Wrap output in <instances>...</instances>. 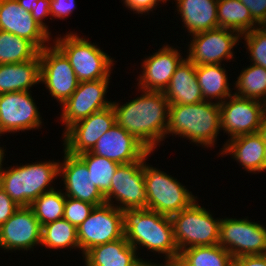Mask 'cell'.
Here are the masks:
<instances>
[{
    "label": "cell",
    "mask_w": 266,
    "mask_h": 266,
    "mask_svg": "<svg viewBox=\"0 0 266 266\" xmlns=\"http://www.w3.org/2000/svg\"><path fill=\"white\" fill-rule=\"evenodd\" d=\"M48 26L39 17L22 8L17 0H0L1 31L24 38L42 50L52 41Z\"/></svg>",
    "instance_id": "obj_15"
},
{
    "label": "cell",
    "mask_w": 266,
    "mask_h": 266,
    "mask_svg": "<svg viewBox=\"0 0 266 266\" xmlns=\"http://www.w3.org/2000/svg\"><path fill=\"white\" fill-rule=\"evenodd\" d=\"M66 196L62 189L41 194L30 205L42 226L63 218Z\"/></svg>",
    "instance_id": "obj_33"
},
{
    "label": "cell",
    "mask_w": 266,
    "mask_h": 266,
    "mask_svg": "<svg viewBox=\"0 0 266 266\" xmlns=\"http://www.w3.org/2000/svg\"><path fill=\"white\" fill-rule=\"evenodd\" d=\"M31 92L0 94V130L3 134L41 129L43 119Z\"/></svg>",
    "instance_id": "obj_14"
},
{
    "label": "cell",
    "mask_w": 266,
    "mask_h": 266,
    "mask_svg": "<svg viewBox=\"0 0 266 266\" xmlns=\"http://www.w3.org/2000/svg\"><path fill=\"white\" fill-rule=\"evenodd\" d=\"M124 235L140 257L139 249L163 254L165 262L177 261L179 249L174 239L173 225L169 216L148 208L123 210Z\"/></svg>",
    "instance_id": "obj_2"
},
{
    "label": "cell",
    "mask_w": 266,
    "mask_h": 266,
    "mask_svg": "<svg viewBox=\"0 0 266 266\" xmlns=\"http://www.w3.org/2000/svg\"><path fill=\"white\" fill-rule=\"evenodd\" d=\"M42 227L30 207H20L0 227V249L6 252L33 251L41 246Z\"/></svg>",
    "instance_id": "obj_18"
},
{
    "label": "cell",
    "mask_w": 266,
    "mask_h": 266,
    "mask_svg": "<svg viewBox=\"0 0 266 266\" xmlns=\"http://www.w3.org/2000/svg\"><path fill=\"white\" fill-rule=\"evenodd\" d=\"M234 82V95L266 104V69L264 67L250 63L241 70Z\"/></svg>",
    "instance_id": "obj_30"
},
{
    "label": "cell",
    "mask_w": 266,
    "mask_h": 266,
    "mask_svg": "<svg viewBox=\"0 0 266 266\" xmlns=\"http://www.w3.org/2000/svg\"><path fill=\"white\" fill-rule=\"evenodd\" d=\"M77 156L86 164L93 184L105 195L110 190L112 178L120 164L89 151Z\"/></svg>",
    "instance_id": "obj_34"
},
{
    "label": "cell",
    "mask_w": 266,
    "mask_h": 266,
    "mask_svg": "<svg viewBox=\"0 0 266 266\" xmlns=\"http://www.w3.org/2000/svg\"><path fill=\"white\" fill-rule=\"evenodd\" d=\"M218 27L230 29L240 35L258 27L249 9L240 0H218Z\"/></svg>",
    "instance_id": "obj_28"
},
{
    "label": "cell",
    "mask_w": 266,
    "mask_h": 266,
    "mask_svg": "<svg viewBox=\"0 0 266 266\" xmlns=\"http://www.w3.org/2000/svg\"><path fill=\"white\" fill-rule=\"evenodd\" d=\"M163 263H158V266H181L177 261H164Z\"/></svg>",
    "instance_id": "obj_45"
},
{
    "label": "cell",
    "mask_w": 266,
    "mask_h": 266,
    "mask_svg": "<svg viewBox=\"0 0 266 266\" xmlns=\"http://www.w3.org/2000/svg\"><path fill=\"white\" fill-rule=\"evenodd\" d=\"M188 35L218 28V0H174ZM186 27V28H185Z\"/></svg>",
    "instance_id": "obj_23"
},
{
    "label": "cell",
    "mask_w": 266,
    "mask_h": 266,
    "mask_svg": "<svg viewBox=\"0 0 266 266\" xmlns=\"http://www.w3.org/2000/svg\"><path fill=\"white\" fill-rule=\"evenodd\" d=\"M232 266H266V254L235 257Z\"/></svg>",
    "instance_id": "obj_42"
},
{
    "label": "cell",
    "mask_w": 266,
    "mask_h": 266,
    "mask_svg": "<svg viewBox=\"0 0 266 266\" xmlns=\"http://www.w3.org/2000/svg\"><path fill=\"white\" fill-rule=\"evenodd\" d=\"M67 33L62 36L58 34L52 42L69 60L77 80L112 79L110 75L113 73L114 59L98 44H92L88 37L83 38L73 31Z\"/></svg>",
    "instance_id": "obj_5"
},
{
    "label": "cell",
    "mask_w": 266,
    "mask_h": 266,
    "mask_svg": "<svg viewBox=\"0 0 266 266\" xmlns=\"http://www.w3.org/2000/svg\"><path fill=\"white\" fill-rule=\"evenodd\" d=\"M181 266H232L233 257L219 244L190 247L179 252Z\"/></svg>",
    "instance_id": "obj_29"
},
{
    "label": "cell",
    "mask_w": 266,
    "mask_h": 266,
    "mask_svg": "<svg viewBox=\"0 0 266 266\" xmlns=\"http://www.w3.org/2000/svg\"><path fill=\"white\" fill-rule=\"evenodd\" d=\"M40 83L60 106L74 93L79 81L69 60L52 43L39 52Z\"/></svg>",
    "instance_id": "obj_11"
},
{
    "label": "cell",
    "mask_w": 266,
    "mask_h": 266,
    "mask_svg": "<svg viewBox=\"0 0 266 266\" xmlns=\"http://www.w3.org/2000/svg\"><path fill=\"white\" fill-rule=\"evenodd\" d=\"M39 52L32 42L0 30V64L26 62L36 58Z\"/></svg>",
    "instance_id": "obj_32"
},
{
    "label": "cell",
    "mask_w": 266,
    "mask_h": 266,
    "mask_svg": "<svg viewBox=\"0 0 266 266\" xmlns=\"http://www.w3.org/2000/svg\"><path fill=\"white\" fill-rule=\"evenodd\" d=\"M2 135H4V134H3L2 131L0 130V138H1ZM0 144H1V142H0ZM5 150H6V149H4V147H2V146L0 145V155H6Z\"/></svg>",
    "instance_id": "obj_47"
},
{
    "label": "cell",
    "mask_w": 266,
    "mask_h": 266,
    "mask_svg": "<svg viewBox=\"0 0 266 266\" xmlns=\"http://www.w3.org/2000/svg\"><path fill=\"white\" fill-rule=\"evenodd\" d=\"M195 200L188 208L171 216L174 239L179 252L190 247L213 246L219 242L221 218Z\"/></svg>",
    "instance_id": "obj_7"
},
{
    "label": "cell",
    "mask_w": 266,
    "mask_h": 266,
    "mask_svg": "<svg viewBox=\"0 0 266 266\" xmlns=\"http://www.w3.org/2000/svg\"><path fill=\"white\" fill-rule=\"evenodd\" d=\"M220 132L219 103L204 100L190 105L170 104L166 138L178 135L198 147L212 149Z\"/></svg>",
    "instance_id": "obj_3"
},
{
    "label": "cell",
    "mask_w": 266,
    "mask_h": 266,
    "mask_svg": "<svg viewBox=\"0 0 266 266\" xmlns=\"http://www.w3.org/2000/svg\"><path fill=\"white\" fill-rule=\"evenodd\" d=\"M75 8H77L75 0H47L45 16H50V20H53V17L66 20Z\"/></svg>",
    "instance_id": "obj_37"
},
{
    "label": "cell",
    "mask_w": 266,
    "mask_h": 266,
    "mask_svg": "<svg viewBox=\"0 0 266 266\" xmlns=\"http://www.w3.org/2000/svg\"><path fill=\"white\" fill-rule=\"evenodd\" d=\"M154 152L143 157L146 208L165 216H173L188 208L198 197L174 176L147 163Z\"/></svg>",
    "instance_id": "obj_6"
},
{
    "label": "cell",
    "mask_w": 266,
    "mask_h": 266,
    "mask_svg": "<svg viewBox=\"0 0 266 266\" xmlns=\"http://www.w3.org/2000/svg\"><path fill=\"white\" fill-rule=\"evenodd\" d=\"M123 5L131 10L134 14L149 15L153 10L156 11V7L160 4L167 3L166 0H122ZM160 3V4H159ZM158 5V6H157Z\"/></svg>",
    "instance_id": "obj_38"
},
{
    "label": "cell",
    "mask_w": 266,
    "mask_h": 266,
    "mask_svg": "<svg viewBox=\"0 0 266 266\" xmlns=\"http://www.w3.org/2000/svg\"><path fill=\"white\" fill-rule=\"evenodd\" d=\"M116 124L112 105L71 125L64 133V150L72 155L90 151L99 138Z\"/></svg>",
    "instance_id": "obj_17"
},
{
    "label": "cell",
    "mask_w": 266,
    "mask_h": 266,
    "mask_svg": "<svg viewBox=\"0 0 266 266\" xmlns=\"http://www.w3.org/2000/svg\"><path fill=\"white\" fill-rule=\"evenodd\" d=\"M244 40L250 63L262 66L266 69V31L254 28L250 32L241 35Z\"/></svg>",
    "instance_id": "obj_35"
},
{
    "label": "cell",
    "mask_w": 266,
    "mask_h": 266,
    "mask_svg": "<svg viewBox=\"0 0 266 266\" xmlns=\"http://www.w3.org/2000/svg\"><path fill=\"white\" fill-rule=\"evenodd\" d=\"M89 152L118 164H128L139 161L149 150L116 123L99 138Z\"/></svg>",
    "instance_id": "obj_21"
},
{
    "label": "cell",
    "mask_w": 266,
    "mask_h": 266,
    "mask_svg": "<svg viewBox=\"0 0 266 266\" xmlns=\"http://www.w3.org/2000/svg\"><path fill=\"white\" fill-rule=\"evenodd\" d=\"M4 160L0 166V187L19 207H30L41 194L56 189L53 184L59 178V159L3 168Z\"/></svg>",
    "instance_id": "obj_4"
},
{
    "label": "cell",
    "mask_w": 266,
    "mask_h": 266,
    "mask_svg": "<svg viewBox=\"0 0 266 266\" xmlns=\"http://www.w3.org/2000/svg\"><path fill=\"white\" fill-rule=\"evenodd\" d=\"M141 258L136 264L133 266H158V262H151L153 259L148 260L147 258Z\"/></svg>",
    "instance_id": "obj_44"
},
{
    "label": "cell",
    "mask_w": 266,
    "mask_h": 266,
    "mask_svg": "<svg viewBox=\"0 0 266 266\" xmlns=\"http://www.w3.org/2000/svg\"><path fill=\"white\" fill-rule=\"evenodd\" d=\"M79 251L82 256L92 247L123 238V211L104 203L95 206L77 228Z\"/></svg>",
    "instance_id": "obj_8"
},
{
    "label": "cell",
    "mask_w": 266,
    "mask_h": 266,
    "mask_svg": "<svg viewBox=\"0 0 266 266\" xmlns=\"http://www.w3.org/2000/svg\"><path fill=\"white\" fill-rule=\"evenodd\" d=\"M94 207L93 204L66 196L63 218L78 228L90 215Z\"/></svg>",
    "instance_id": "obj_36"
},
{
    "label": "cell",
    "mask_w": 266,
    "mask_h": 266,
    "mask_svg": "<svg viewBox=\"0 0 266 266\" xmlns=\"http://www.w3.org/2000/svg\"><path fill=\"white\" fill-rule=\"evenodd\" d=\"M218 244L233 258L266 254V227L249 220L248 217L222 218Z\"/></svg>",
    "instance_id": "obj_9"
},
{
    "label": "cell",
    "mask_w": 266,
    "mask_h": 266,
    "mask_svg": "<svg viewBox=\"0 0 266 266\" xmlns=\"http://www.w3.org/2000/svg\"><path fill=\"white\" fill-rule=\"evenodd\" d=\"M190 39L186 44V58L195 66H199L222 64L225 60L231 62L235 56L233 48H237L241 42V35L236 31L218 27L191 35Z\"/></svg>",
    "instance_id": "obj_10"
},
{
    "label": "cell",
    "mask_w": 266,
    "mask_h": 266,
    "mask_svg": "<svg viewBox=\"0 0 266 266\" xmlns=\"http://www.w3.org/2000/svg\"><path fill=\"white\" fill-rule=\"evenodd\" d=\"M265 171H266V141H265Z\"/></svg>",
    "instance_id": "obj_49"
},
{
    "label": "cell",
    "mask_w": 266,
    "mask_h": 266,
    "mask_svg": "<svg viewBox=\"0 0 266 266\" xmlns=\"http://www.w3.org/2000/svg\"><path fill=\"white\" fill-rule=\"evenodd\" d=\"M163 93L169 104L190 105L204 101L197 81L196 66L185 58Z\"/></svg>",
    "instance_id": "obj_24"
},
{
    "label": "cell",
    "mask_w": 266,
    "mask_h": 266,
    "mask_svg": "<svg viewBox=\"0 0 266 266\" xmlns=\"http://www.w3.org/2000/svg\"><path fill=\"white\" fill-rule=\"evenodd\" d=\"M40 245L51 250H78L79 243L77 227L64 218L48 223L42 226Z\"/></svg>",
    "instance_id": "obj_31"
},
{
    "label": "cell",
    "mask_w": 266,
    "mask_h": 266,
    "mask_svg": "<svg viewBox=\"0 0 266 266\" xmlns=\"http://www.w3.org/2000/svg\"><path fill=\"white\" fill-rule=\"evenodd\" d=\"M125 236L119 240L97 245L84 255V266H133L141 257Z\"/></svg>",
    "instance_id": "obj_25"
},
{
    "label": "cell",
    "mask_w": 266,
    "mask_h": 266,
    "mask_svg": "<svg viewBox=\"0 0 266 266\" xmlns=\"http://www.w3.org/2000/svg\"><path fill=\"white\" fill-rule=\"evenodd\" d=\"M104 196L106 203L122 211L146 208L143 158L136 162L120 164L112 178L110 190Z\"/></svg>",
    "instance_id": "obj_12"
},
{
    "label": "cell",
    "mask_w": 266,
    "mask_h": 266,
    "mask_svg": "<svg viewBox=\"0 0 266 266\" xmlns=\"http://www.w3.org/2000/svg\"><path fill=\"white\" fill-rule=\"evenodd\" d=\"M226 140L217 155H230L248 173H264L265 141L258 132Z\"/></svg>",
    "instance_id": "obj_22"
},
{
    "label": "cell",
    "mask_w": 266,
    "mask_h": 266,
    "mask_svg": "<svg viewBox=\"0 0 266 266\" xmlns=\"http://www.w3.org/2000/svg\"><path fill=\"white\" fill-rule=\"evenodd\" d=\"M109 83L110 79L78 83L74 93L61 105L59 118L65 127L63 133L74 123L112 105V101L106 98Z\"/></svg>",
    "instance_id": "obj_13"
},
{
    "label": "cell",
    "mask_w": 266,
    "mask_h": 266,
    "mask_svg": "<svg viewBox=\"0 0 266 266\" xmlns=\"http://www.w3.org/2000/svg\"><path fill=\"white\" fill-rule=\"evenodd\" d=\"M20 207L7 195L0 187V227L19 209Z\"/></svg>",
    "instance_id": "obj_39"
},
{
    "label": "cell",
    "mask_w": 266,
    "mask_h": 266,
    "mask_svg": "<svg viewBox=\"0 0 266 266\" xmlns=\"http://www.w3.org/2000/svg\"><path fill=\"white\" fill-rule=\"evenodd\" d=\"M19 5L33 15L45 21V9L47 0H17Z\"/></svg>",
    "instance_id": "obj_40"
},
{
    "label": "cell",
    "mask_w": 266,
    "mask_h": 266,
    "mask_svg": "<svg viewBox=\"0 0 266 266\" xmlns=\"http://www.w3.org/2000/svg\"><path fill=\"white\" fill-rule=\"evenodd\" d=\"M181 47L163 44L162 48L142 60V73L137 76V89L144 91L164 92L181 62L186 58L182 56ZM181 53H180V52ZM139 77V78H138Z\"/></svg>",
    "instance_id": "obj_19"
},
{
    "label": "cell",
    "mask_w": 266,
    "mask_h": 266,
    "mask_svg": "<svg viewBox=\"0 0 266 266\" xmlns=\"http://www.w3.org/2000/svg\"><path fill=\"white\" fill-rule=\"evenodd\" d=\"M245 5L252 18L259 24L266 14V0H240Z\"/></svg>",
    "instance_id": "obj_41"
},
{
    "label": "cell",
    "mask_w": 266,
    "mask_h": 266,
    "mask_svg": "<svg viewBox=\"0 0 266 266\" xmlns=\"http://www.w3.org/2000/svg\"><path fill=\"white\" fill-rule=\"evenodd\" d=\"M196 76L205 101L213 102L215 99L214 102L220 104L233 94V88H230L232 84L229 83L228 71L224 64L196 66Z\"/></svg>",
    "instance_id": "obj_27"
},
{
    "label": "cell",
    "mask_w": 266,
    "mask_h": 266,
    "mask_svg": "<svg viewBox=\"0 0 266 266\" xmlns=\"http://www.w3.org/2000/svg\"><path fill=\"white\" fill-rule=\"evenodd\" d=\"M62 153L64 159L59 162V179L63 181L65 196L94 206L106 203L105 196L93 184L86 164L77 155L69 154L64 149Z\"/></svg>",
    "instance_id": "obj_20"
},
{
    "label": "cell",
    "mask_w": 266,
    "mask_h": 266,
    "mask_svg": "<svg viewBox=\"0 0 266 266\" xmlns=\"http://www.w3.org/2000/svg\"><path fill=\"white\" fill-rule=\"evenodd\" d=\"M258 133L261 135L264 141H266V109L264 111L261 125L259 126Z\"/></svg>",
    "instance_id": "obj_43"
},
{
    "label": "cell",
    "mask_w": 266,
    "mask_h": 266,
    "mask_svg": "<svg viewBox=\"0 0 266 266\" xmlns=\"http://www.w3.org/2000/svg\"><path fill=\"white\" fill-rule=\"evenodd\" d=\"M266 104L232 94L220 103L221 131L228 139L256 133L261 125Z\"/></svg>",
    "instance_id": "obj_16"
},
{
    "label": "cell",
    "mask_w": 266,
    "mask_h": 266,
    "mask_svg": "<svg viewBox=\"0 0 266 266\" xmlns=\"http://www.w3.org/2000/svg\"><path fill=\"white\" fill-rule=\"evenodd\" d=\"M39 83V55L22 63L0 64V94L31 91V87L33 88Z\"/></svg>",
    "instance_id": "obj_26"
},
{
    "label": "cell",
    "mask_w": 266,
    "mask_h": 266,
    "mask_svg": "<svg viewBox=\"0 0 266 266\" xmlns=\"http://www.w3.org/2000/svg\"><path fill=\"white\" fill-rule=\"evenodd\" d=\"M258 28L266 31V14L262 19V21L258 24Z\"/></svg>",
    "instance_id": "obj_46"
},
{
    "label": "cell",
    "mask_w": 266,
    "mask_h": 266,
    "mask_svg": "<svg viewBox=\"0 0 266 266\" xmlns=\"http://www.w3.org/2000/svg\"><path fill=\"white\" fill-rule=\"evenodd\" d=\"M137 91L142 94L123 105L116 100L112 102L116 123L150 152H155L166 139L170 104L163 92Z\"/></svg>",
    "instance_id": "obj_1"
},
{
    "label": "cell",
    "mask_w": 266,
    "mask_h": 266,
    "mask_svg": "<svg viewBox=\"0 0 266 266\" xmlns=\"http://www.w3.org/2000/svg\"><path fill=\"white\" fill-rule=\"evenodd\" d=\"M5 156L6 155H0V166H1V163H2L3 159H5Z\"/></svg>",
    "instance_id": "obj_48"
}]
</instances>
